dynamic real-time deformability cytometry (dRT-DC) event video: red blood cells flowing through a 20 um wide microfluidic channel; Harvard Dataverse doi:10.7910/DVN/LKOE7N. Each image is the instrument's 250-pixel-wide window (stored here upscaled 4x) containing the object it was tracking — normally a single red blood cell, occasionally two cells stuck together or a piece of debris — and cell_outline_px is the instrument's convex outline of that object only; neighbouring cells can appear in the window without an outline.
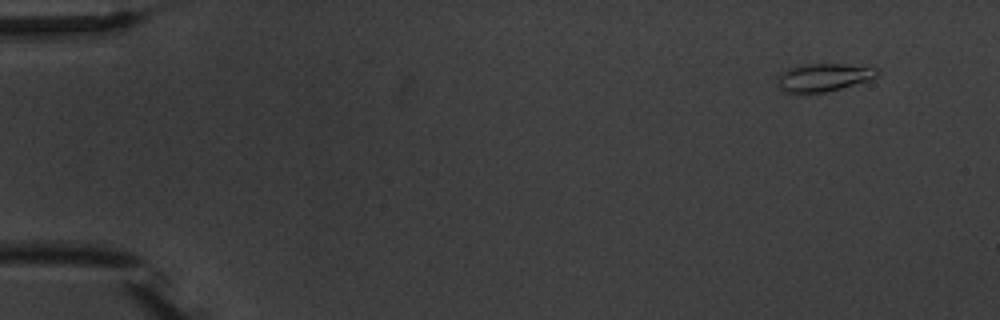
{"species": "common noctule bat (a hibernating species)", "species_latin": "Nyctalus noctula", "temperature_condition": "warm", "stored_images_in_passage": 8, "camera_frame_rate_fps": 3000, "um_per_image_px": 0.085, "animal": {"sex": "male", "body_mass_g": 20.1, "forearm_length_mm": 53.5}, "frame": {"image": 1, "passage_image": 1, "time_ms": 0.0, "image_size_px": [1000, 320], "cell_outline_px": [[880, 72], [876, 76], [868, 80], [840, 88], [824, 92], [784, 92], [780, 88], [776, 80], [776, 76], [788, 68], [808, 64], [844, 64], [880, 68]], "centroid_in_image_um": [69.99, 6.56], "position_along_channel_um": 15.0, "area_um2": 16.07}}
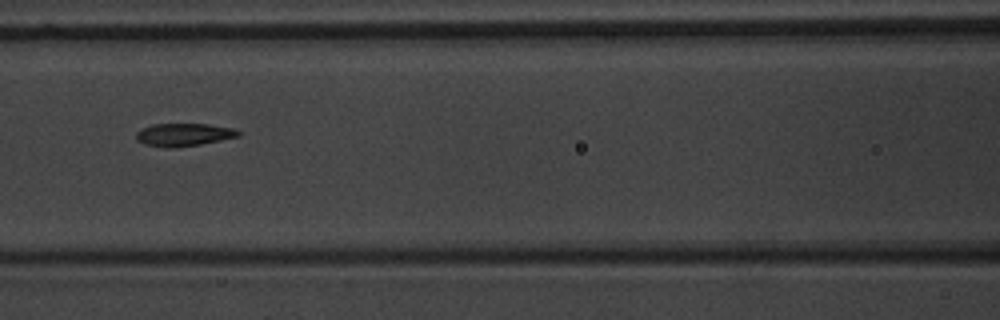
{"frame": {"image": 2, "passage_image": 7, "time_ms": 7.0, "image_size_px": [1000, 320], "cell_outline_px": [[240, 136], [200, 144], [176, 148], [168, 148], [144, 144], [136, 140], [136, 132], [140, 128], [152, 124], [208, 124], [232, 128], [240, 132]], "centroid_in_image_um": [15.56, 11.45], "position_along_channel_um": 151.0, "area_um2": 13.64}}
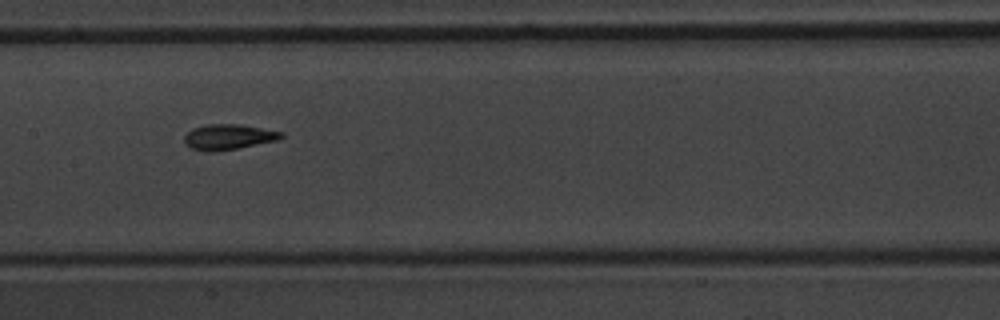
{"frame": {"image": 3, "passage_image": 8, "time_ms": 8.0, "image_size_px": [1000, 320], "cell_outline_px": [[284, 136], [276, 140], [216, 152], [208, 152], [192, 148], [184, 144], [184, 136], [192, 128], [208, 124], [240, 124], [284, 132]], "centroid_in_image_um": [19.38, 11.63], "position_along_channel_um": 188.0, "area_um2": 14.28}}